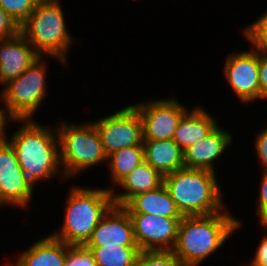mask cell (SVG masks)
I'll use <instances>...</instances> for the list:
<instances>
[{
    "mask_svg": "<svg viewBox=\"0 0 267 266\" xmlns=\"http://www.w3.org/2000/svg\"><path fill=\"white\" fill-rule=\"evenodd\" d=\"M259 84L261 98H267V50L259 49Z\"/></svg>",
    "mask_w": 267,
    "mask_h": 266,
    "instance_id": "cell-30",
    "label": "cell"
},
{
    "mask_svg": "<svg viewBox=\"0 0 267 266\" xmlns=\"http://www.w3.org/2000/svg\"><path fill=\"white\" fill-rule=\"evenodd\" d=\"M39 0H0V6L20 26L34 11Z\"/></svg>",
    "mask_w": 267,
    "mask_h": 266,
    "instance_id": "cell-24",
    "label": "cell"
},
{
    "mask_svg": "<svg viewBox=\"0 0 267 266\" xmlns=\"http://www.w3.org/2000/svg\"><path fill=\"white\" fill-rule=\"evenodd\" d=\"M107 166L111 173V182L115 186L145 161L144 146L137 145L120 149L107 157Z\"/></svg>",
    "mask_w": 267,
    "mask_h": 266,
    "instance_id": "cell-21",
    "label": "cell"
},
{
    "mask_svg": "<svg viewBox=\"0 0 267 266\" xmlns=\"http://www.w3.org/2000/svg\"><path fill=\"white\" fill-rule=\"evenodd\" d=\"M261 178L260 196L258 197V202L256 203V211L260 218V224L262 226H267V172H264Z\"/></svg>",
    "mask_w": 267,
    "mask_h": 266,
    "instance_id": "cell-28",
    "label": "cell"
},
{
    "mask_svg": "<svg viewBox=\"0 0 267 266\" xmlns=\"http://www.w3.org/2000/svg\"><path fill=\"white\" fill-rule=\"evenodd\" d=\"M92 252L97 266H135L139 247L105 246L87 247Z\"/></svg>",
    "mask_w": 267,
    "mask_h": 266,
    "instance_id": "cell-22",
    "label": "cell"
},
{
    "mask_svg": "<svg viewBox=\"0 0 267 266\" xmlns=\"http://www.w3.org/2000/svg\"><path fill=\"white\" fill-rule=\"evenodd\" d=\"M134 237L141 251H172L182 218H167L143 213H128Z\"/></svg>",
    "mask_w": 267,
    "mask_h": 266,
    "instance_id": "cell-12",
    "label": "cell"
},
{
    "mask_svg": "<svg viewBox=\"0 0 267 266\" xmlns=\"http://www.w3.org/2000/svg\"><path fill=\"white\" fill-rule=\"evenodd\" d=\"M93 123L107 157L120 149L143 145L142 120L132 105L99 118Z\"/></svg>",
    "mask_w": 267,
    "mask_h": 266,
    "instance_id": "cell-8",
    "label": "cell"
},
{
    "mask_svg": "<svg viewBox=\"0 0 267 266\" xmlns=\"http://www.w3.org/2000/svg\"><path fill=\"white\" fill-rule=\"evenodd\" d=\"M163 184L164 176L144 161L117 184L123 192L115 194V190H111L113 203L123 207L135 195L155 190Z\"/></svg>",
    "mask_w": 267,
    "mask_h": 266,
    "instance_id": "cell-17",
    "label": "cell"
},
{
    "mask_svg": "<svg viewBox=\"0 0 267 266\" xmlns=\"http://www.w3.org/2000/svg\"><path fill=\"white\" fill-rule=\"evenodd\" d=\"M216 173L182 168L164 175V185L182 216H205L225 208Z\"/></svg>",
    "mask_w": 267,
    "mask_h": 266,
    "instance_id": "cell-3",
    "label": "cell"
},
{
    "mask_svg": "<svg viewBox=\"0 0 267 266\" xmlns=\"http://www.w3.org/2000/svg\"><path fill=\"white\" fill-rule=\"evenodd\" d=\"M65 266H97L94 256L85 245H68Z\"/></svg>",
    "mask_w": 267,
    "mask_h": 266,
    "instance_id": "cell-26",
    "label": "cell"
},
{
    "mask_svg": "<svg viewBox=\"0 0 267 266\" xmlns=\"http://www.w3.org/2000/svg\"><path fill=\"white\" fill-rule=\"evenodd\" d=\"M22 122L8 142L13 147L21 169L35 187L41 180H49L62 172L59 159V142L56 128L40 125L34 119L13 120Z\"/></svg>",
    "mask_w": 267,
    "mask_h": 266,
    "instance_id": "cell-2",
    "label": "cell"
},
{
    "mask_svg": "<svg viewBox=\"0 0 267 266\" xmlns=\"http://www.w3.org/2000/svg\"><path fill=\"white\" fill-rule=\"evenodd\" d=\"M233 136L219 125L205 138L184 150L185 168L202 169L215 173V160L225 153Z\"/></svg>",
    "mask_w": 267,
    "mask_h": 266,
    "instance_id": "cell-14",
    "label": "cell"
},
{
    "mask_svg": "<svg viewBox=\"0 0 267 266\" xmlns=\"http://www.w3.org/2000/svg\"><path fill=\"white\" fill-rule=\"evenodd\" d=\"M248 43L262 50H267V11L258 20L243 29Z\"/></svg>",
    "mask_w": 267,
    "mask_h": 266,
    "instance_id": "cell-25",
    "label": "cell"
},
{
    "mask_svg": "<svg viewBox=\"0 0 267 266\" xmlns=\"http://www.w3.org/2000/svg\"><path fill=\"white\" fill-rule=\"evenodd\" d=\"M13 121V118L10 116V114L5 110L2 109V107H0V145L5 144L8 141V138H6L7 136L6 133H4L6 130V126H8V122H10V120Z\"/></svg>",
    "mask_w": 267,
    "mask_h": 266,
    "instance_id": "cell-32",
    "label": "cell"
},
{
    "mask_svg": "<svg viewBox=\"0 0 267 266\" xmlns=\"http://www.w3.org/2000/svg\"><path fill=\"white\" fill-rule=\"evenodd\" d=\"M73 186L66 198L62 229L51 235L68 245H85L102 217L114 205L111 192L114 187Z\"/></svg>",
    "mask_w": 267,
    "mask_h": 266,
    "instance_id": "cell-4",
    "label": "cell"
},
{
    "mask_svg": "<svg viewBox=\"0 0 267 266\" xmlns=\"http://www.w3.org/2000/svg\"><path fill=\"white\" fill-rule=\"evenodd\" d=\"M128 213H143L167 218H183L163 184L159 188L135 195L123 206Z\"/></svg>",
    "mask_w": 267,
    "mask_h": 266,
    "instance_id": "cell-19",
    "label": "cell"
},
{
    "mask_svg": "<svg viewBox=\"0 0 267 266\" xmlns=\"http://www.w3.org/2000/svg\"><path fill=\"white\" fill-rule=\"evenodd\" d=\"M145 162L163 176L185 168L184 150L172 139L143 141Z\"/></svg>",
    "mask_w": 267,
    "mask_h": 266,
    "instance_id": "cell-20",
    "label": "cell"
},
{
    "mask_svg": "<svg viewBox=\"0 0 267 266\" xmlns=\"http://www.w3.org/2000/svg\"><path fill=\"white\" fill-rule=\"evenodd\" d=\"M229 212L225 207L211 215L183 216L172 250L183 266L199 265L242 227L241 220Z\"/></svg>",
    "mask_w": 267,
    "mask_h": 266,
    "instance_id": "cell-1",
    "label": "cell"
},
{
    "mask_svg": "<svg viewBox=\"0 0 267 266\" xmlns=\"http://www.w3.org/2000/svg\"><path fill=\"white\" fill-rule=\"evenodd\" d=\"M264 230L267 226H263ZM249 266H267V234L260 240Z\"/></svg>",
    "mask_w": 267,
    "mask_h": 266,
    "instance_id": "cell-31",
    "label": "cell"
},
{
    "mask_svg": "<svg viewBox=\"0 0 267 266\" xmlns=\"http://www.w3.org/2000/svg\"><path fill=\"white\" fill-rule=\"evenodd\" d=\"M132 106L142 120L143 141L173 139L178 122L189 110L176 98H155Z\"/></svg>",
    "mask_w": 267,
    "mask_h": 266,
    "instance_id": "cell-9",
    "label": "cell"
},
{
    "mask_svg": "<svg viewBox=\"0 0 267 266\" xmlns=\"http://www.w3.org/2000/svg\"><path fill=\"white\" fill-rule=\"evenodd\" d=\"M40 55L19 33L10 39L0 40V84H7L20 76Z\"/></svg>",
    "mask_w": 267,
    "mask_h": 266,
    "instance_id": "cell-15",
    "label": "cell"
},
{
    "mask_svg": "<svg viewBox=\"0 0 267 266\" xmlns=\"http://www.w3.org/2000/svg\"><path fill=\"white\" fill-rule=\"evenodd\" d=\"M60 123L56 132L60 165L65 178H74L90 167L108 161L93 121L79 125L66 121Z\"/></svg>",
    "mask_w": 267,
    "mask_h": 266,
    "instance_id": "cell-6",
    "label": "cell"
},
{
    "mask_svg": "<svg viewBox=\"0 0 267 266\" xmlns=\"http://www.w3.org/2000/svg\"><path fill=\"white\" fill-rule=\"evenodd\" d=\"M86 247H138L131 219L122 206L113 205L93 230Z\"/></svg>",
    "mask_w": 267,
    "mask_h": 266,
    "instance_id": "cell-13",
    "label": "cell"
},
{
    "mask_svg": "<svg viewBox=\"0 0 267 266\" xmlns=\"http://www.w3.org/2000/svg\"><path fill=\"white\" fill-rule=\"evenodd\" d=\"M254 141L258 159L262 163L261 165H263L262 170L263 172H267V126L261 129Z\"/></svg>",
    "mask_w": 267,
    "mask_h": 266,
    "instance_id": "cell-29",
    "label": "cell"
},
{
    "mask_svg": "<svg viewBox=\"0 0 267 266\" xmlns=\"http://www.w3.org/2000/svg\"><path fill=\"white\" fill-rule=\"evenodd\" d=\"M20 33V25L0 6V40L10 39Z\"/></svg>",
    "mask_w": 267,
    "mask_h": 266,
    "instance_id": "cell-27",
    "label": "cell"
},
{
    "mask_svg": "<svg viewBox=\"0 0 267 266\" xmlns=\"http://www.w3.org/2000/svg\"><path fill=\"white\" fill-rule=\"evenodd\" d=\"M15 263L8 266H65L67 244L48 235L21 252Z\"/></svg>",
    "mask_w": 267,
    "mask_h": 266,
    "instance_id": "cell-18",
    "label": "cell"
},
{
    "mask_svg": "<svg viewBox=\"0 0 267 266\" xmlns=\"http://www.w3.org/2000/svg\"><path fill=\"white\" fill-rule=\"evenodd\" d=\"M43 56L33 62L20 76L10 80L0 93L3 108L13 120L33 119V115L48 96Z\"/></svg>",
    "mask_w": 267,
    "mask_h": 266,
    "instance_id": "cell-7",
    "label": "cell"
},
{
    "mask_svg": "<svg viewBox=\"0 0 267 266\" xmlns=\"http://www.w3.org/2000/svg\"><path fill=\"white\" fill-rule=\"evenodd\" d=\"M190 110L178 122L172 139L183 150L205 138L219 125L204 108L198 106Z\"/></svg>",
    "mask_w": 267,
    "mask_h": 266,
    "instance_id": "cell-16",
    "label": "cell"
},
{
    "mask_svg": "<svg viewBox=\"0 0 267 266\" xmlns=\"http://www.w3.org/2000/svg\"><path fill=\"white\" fill-rule=\"evenodd\" d=\"M135 266H183L172 251H140Z\"/></svg>",
    "mask_w": 267,
    "mask_h": 266,
    "instance_id": "cell-23",
    "label": "cell"
},
{
    "mask_svg": "<svg viewBox=\"0 0 267 266\" xmlns=\"http://www.w3.org/2000/svg\"><path fill=\"white\" fill-rule=\"evenodd\" d=\"M20 33L40 56H51L68 65L67 54L75 39L67 29L60 0H39L20 26Z\"/></svg>",
    "mask_w": 267,
    "mask_h": 266,
    "instance_id": "cell-5",
    "label": "cell"
},
{
    "mask_svg": "<svg viewBox=\"0 0 267 266\" xmlns=\"http://www.w3.org/2000/svg\"><path fill=\"white\" fill-rule=\"evenodd\" d=\"M223 70L227 82L242 103L261 99L259 48L232 52L227 56Z\"/></svg>",
    "mask_w": 267,
    "mask_h": 266,
    "instance_id": "cell-10",
    "label": "cell"
},
{
    "mask_svg": "<svg viewBox=\"0 0 267 266\" xmlns=\"http://www.w3.org/2000/svg\"><path fill=\"white\" fill-rule=\"evenodd\" d=\"M33 188L10 143L0 145V207L12 205L27 209L34 195Z\"/></svg>",
    "mask_w": 267,
    "mask_h": 266,
    "instance_id": "cell-11",
    "label": "cell"
}]
</instances>
